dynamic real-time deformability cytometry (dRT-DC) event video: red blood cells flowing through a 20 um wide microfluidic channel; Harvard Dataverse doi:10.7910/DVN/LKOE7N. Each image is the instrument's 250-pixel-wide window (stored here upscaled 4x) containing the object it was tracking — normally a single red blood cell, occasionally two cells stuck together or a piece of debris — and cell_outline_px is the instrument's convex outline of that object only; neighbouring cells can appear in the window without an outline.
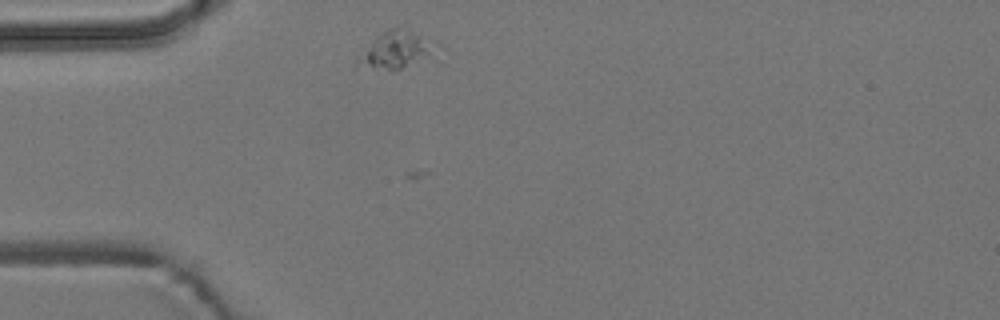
{"species": "common noctule bat (a hibernating species)", "species_latin": "Nyctalus noctula", "temperature_condition": "room temperature", "stored_images_in_passage": 11, "camera_frame_rate_fps": 3000, "um_per_image_px": 0.085, "animal": {"sex": "male", "body_mass_g": 19.2, "forearm_length_mm": 51.8}, "frame": {"image": 1, "passage_image": 4, "time_ms": 1.0, "image_size_px": [1000, 320], "cell_outline_px": [[444, 48], [400, 68], [372, 68], [356, 64], [352, 60], [380, 32], [388, 28], [400, 24], [436, 40], [444, 44]], "centroid_in_image_um": [33.73, 4.12], "position_along_channel_um": 51.3, "area_um2": 17.57}}
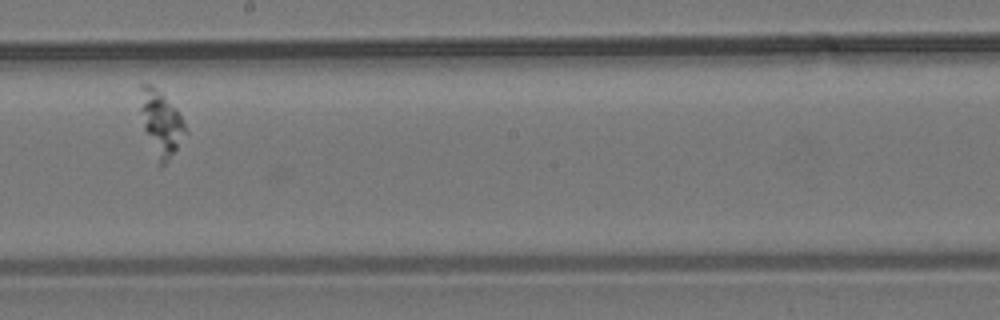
{"frame": {"image": 2, "passage_image": 9, "time_ms": 2.667, "image_size_px": [1000, 320], "cell_outline_px": [[188, 132], [168, 160], [160, 168], [144, 128], [140, 108], [140, 84], [152, 84], [176, 108]], "centroid_in_image_um": [13.68, 10.46], "position_along_channel_um": 234.5, "area_um2": 16.76}}
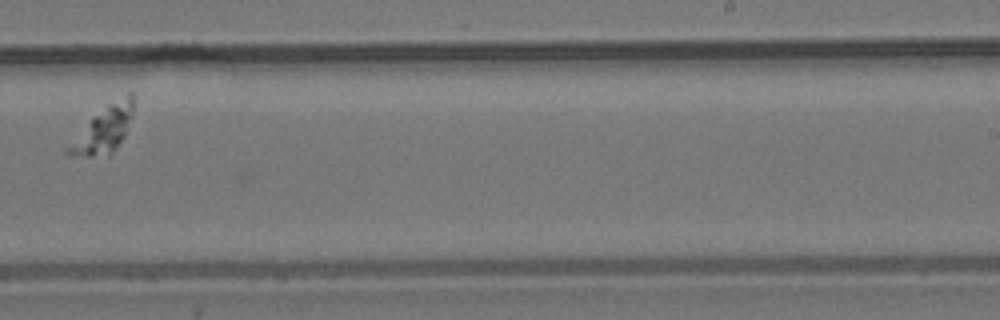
{"frame": {"image": 3, "passage_image": 10, "time_ms": 3.0, "image_size_px": [1000, 320], "cell_outline_px": [[132, 116], [124, 136], [116, 148], [108, 156], [68, 156], [64, 152], [64, 148], [104, 104], [128, 92], [132, 92]], "centroid_in_image_um": [8.77, 11.0], "position_along_channel_um": 280.2, "area_um2": 17.74}}